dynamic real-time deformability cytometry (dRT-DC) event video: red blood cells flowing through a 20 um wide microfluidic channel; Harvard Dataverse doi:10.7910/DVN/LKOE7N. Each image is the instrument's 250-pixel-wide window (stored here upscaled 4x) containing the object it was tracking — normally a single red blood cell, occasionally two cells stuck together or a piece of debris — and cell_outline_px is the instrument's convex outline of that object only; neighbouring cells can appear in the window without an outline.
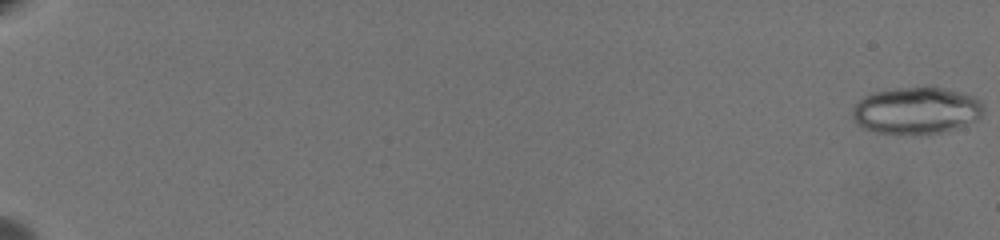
{"species": "common noctule bat (a hibernating species)", "species_latin": "Nyctalus noctula", "temperature_condition": "warm", "stored_images_in_passage": 28, "camera_frame_rate_fps": 3000, "um_per_image_px": 0.085, "animal": {"sex": "female", "body_mass_g": 19.5, "forearm_length_mm": 54.1}, "frame": {"image": 1, "passage_image": 1, "time_ms": 0.0, "image_size_px": [1000, 240], "cell_outline_px": [[984, 112], [976, 120], [944, 132], [928, 136], [900, 136], [872, 132], [856, 124], [852, 120], [852, 108], [864, 96], [876, 92], [892, 88], [928, 84], [960, 92], [972, 96], [984, 108]], "centroid_in_image_um": [77.83, 9.42], "position_along_channel_um": 7.2, "area_um2": 37.17}}